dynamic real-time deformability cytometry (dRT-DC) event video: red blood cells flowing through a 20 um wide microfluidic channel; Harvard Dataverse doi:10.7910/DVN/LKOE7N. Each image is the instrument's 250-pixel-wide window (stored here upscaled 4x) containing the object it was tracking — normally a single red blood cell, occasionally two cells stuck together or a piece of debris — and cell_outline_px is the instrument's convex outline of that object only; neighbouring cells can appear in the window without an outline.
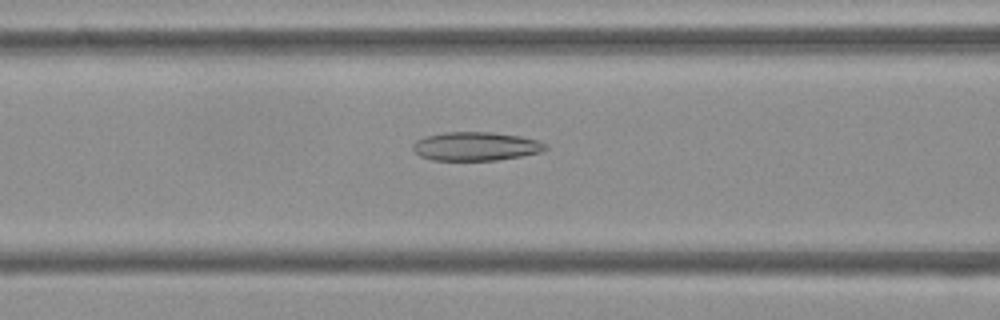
{"species": "Egyptian fruit bat (a non-hibernating species)", "species_latin": "Rousettus aegyptiacus", "temperature_condition": "cold", "stored_images_in_passage": 53, "camera_frame_rate_fps": 3000, "um_per_image_px": 0.085, "frame": {"image": 1, "passage_image": 21, "time_ms": 6.667, "image_size_px": [1000, 320], "cell_outline_px": [[548, 148], [540, 152], [520, 156], [496, 160], [432, 160], [420, 156], [412, 148], [412, 144], [416, 140], [424, 136], [444, 132], [492, 132], [520, 136], [540, 140]], "centroid_in_image_um": [40.42, 12.43], "position_along_channel_um": 126.2, "area_um2": 22.2}}
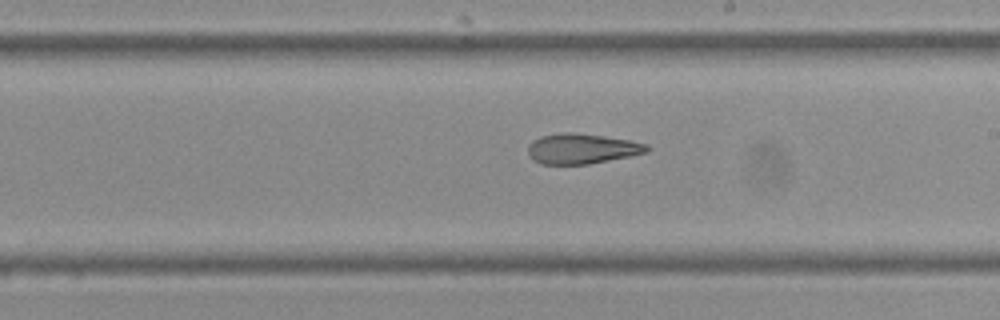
{"frame": {"image": 2, "passage_image": 30, "time_ms": 9.667, "image_size_px": [1000, 320], "cell_outline_px": [[652, 148], [648, 152], [632, 156], [588, 164], [540, 164], [532, 160], [528, 156], [528, 144], [532, 140], [540, 136], [564, 132], [572, 132], [604, 136], [628, 140], [648, 144]], "centroid_in_image_um": [49.45, 12.64], "position_along_channel_um": 239.5, "area_um2": 21.21}}
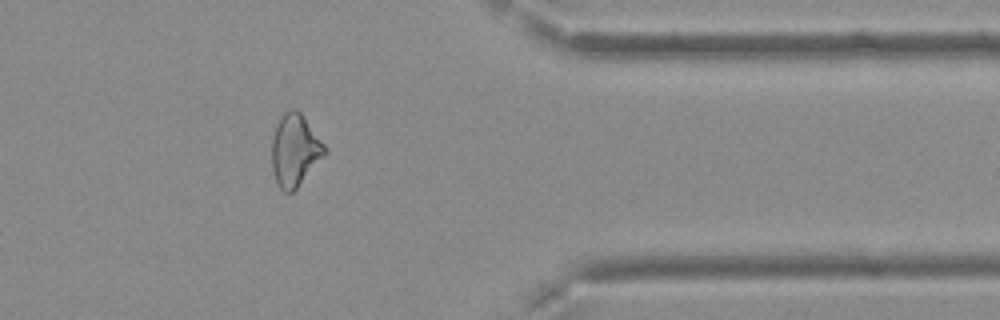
{"frame": {"image": 3, "passage_image": 43, "time_ms": 14.0, "image_size_px": [1000, 320], "cell_outline_px": [[328, 152], [296, 188], [292, 192], [284, 192], [276, 184], [272, 172], [272, 136], [276, 124], [280, 116], [284, 112], [292, 108], [296, 108], [300, 112], [328, 148]], "centroid_in_image_um": [25.05, 12.76], "position_along_channel_um": 386.3, "area_um2": 22.43}, "authors_computed_cell_mechanics": {"area_um2": 23.5824, "velocity_mm_per_s": 3.771, "shape_relaxation_time_tau1_ms": null, "shape_relaxation_time_tau2_ms": 3.8424, "deformation_change_tau1": null, "deformation_change_tau2": 0.1352}}